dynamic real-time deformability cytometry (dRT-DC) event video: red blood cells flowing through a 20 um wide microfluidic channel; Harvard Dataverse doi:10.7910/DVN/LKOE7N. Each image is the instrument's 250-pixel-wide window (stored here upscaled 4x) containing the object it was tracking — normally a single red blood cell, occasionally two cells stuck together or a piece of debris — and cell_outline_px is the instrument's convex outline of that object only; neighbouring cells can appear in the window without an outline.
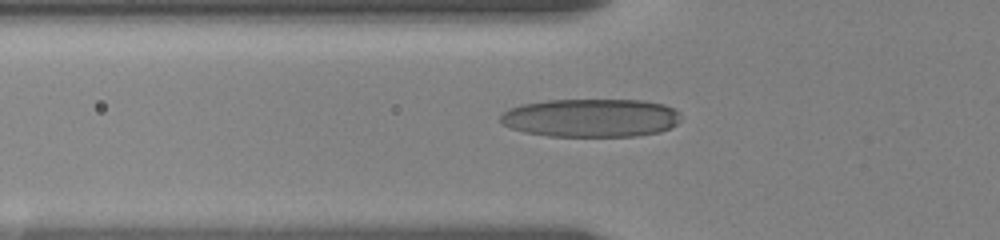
{"species": "human", "species_latin": "Homo sapiens", "temperature_condition": "room temperature", "stored_images_in_passage": 61, "camera_frame_rate_fps": 3000, "um_per_image_px": 0.085, "donor": {"sex": "female"}, "frame": {"image": 1, "passage_image": 3, "time_ms": 0.333, "image_size_px": [1000, 240], "cell_outline_px": [[680, 120], [672, 128], [660, 132], [636, 136], [548, 136], [524, 132], [512, 128], [504, 124], [500, 120], [500, 116], [508, 108], [520, 104], [548, 100], [644, 100], [664, 104], [680, 112]], "centroid_in_image_um": [50.25, 10.02], "position_along_channel_um": 75.6, "area_um2": 40.58}}
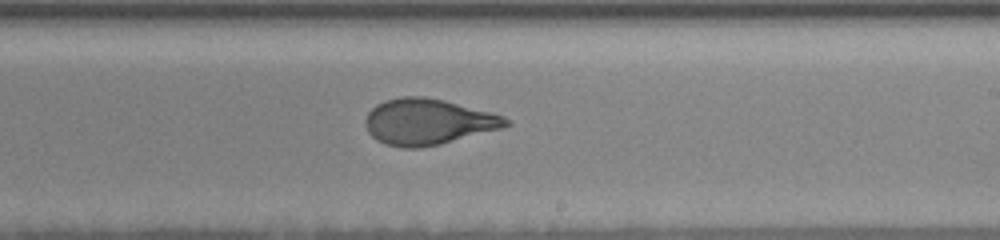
{"frame": {"image": 2, "passage_image": 26, "time_ms": 5.333, "image_size_px": [1000, 240], "cell_outline_px": [[512, 124], [500, 128], [440, 144], [420, 148], [404, 148], [384, 144], [376, 140], [368, 132], [364, 124], [364, 120], [368, 112], [376, 104], [384, 100], [404, 96], [424, 96], [444, 100], [492, 112], [504, 116], [512, 120]], "centroid_in_image_um": [36.35, 10.34], "position_along_channel_um": 252.6, "area_um2": 37.8}}
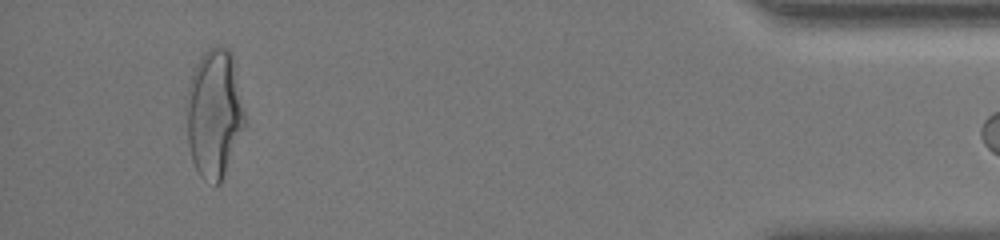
{"frame": {"image": 3, "passage_image": 58, "time_ms": 11.667, "image_size_px": [1000, 240], "cell_outline_px": [[244, 128], [220, 184], [216, 184], [204, 180], [200, 176], [192, 160], [188, 144], [184, 108], [188, 88], [192, 72], [204, 52], [208, 48], [228, 48], [232, 52], [244, 108]], "centroid_in_image_um": [18.18, 9.65], "position_along_channel_um": 417.0, "area_um2": 43.75}, "authors_computed_cell_mechanics": {"area_um2": 37.8012, "velocity_mm_per_s": 3.5211, "shape_relaxation_time_tau1_ms": 4.5214, "shape_relaxation_time_tau2_ms": 0.8683, "deformation_change_tau1": 0.1858, "deformation_change_tau2": 0.0735}}